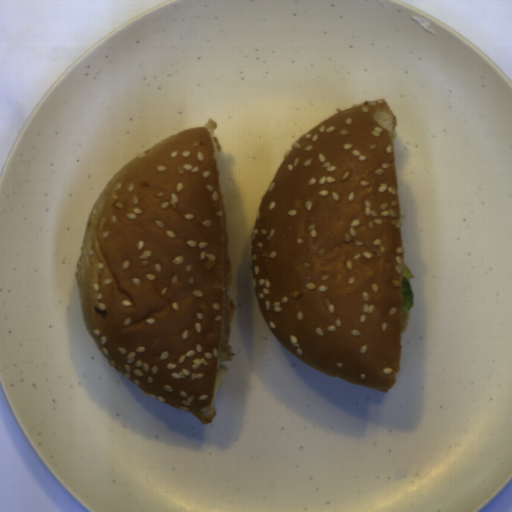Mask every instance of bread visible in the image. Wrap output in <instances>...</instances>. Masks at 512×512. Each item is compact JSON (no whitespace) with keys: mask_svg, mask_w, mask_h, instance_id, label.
I'll list each match as a JSON object with an SVG mask.
<instances>
[{"mask_svg":"<svg viewBox=\"0 0 512 512\" xmlns=\"http://www.w3.org/2000/svg\"><path fill=\"white\" fill-rule=\"evenodd\" d=\"M396 126L378 98L304 134L257 207L250 245L276 339L316 371L385 392L400 370L405 265Z\"/></svg>","mask_w":512,"mask_h":512,"instance_id":"8d2b1439","label":"bread"},{"mask_svg":"<svg viewBox=\"0 0 512 512\" xmlns=\"http://www.w3.org/2000/svg\"><path fill=\"white\" fill-rule=\"evenodd\" d=\"M217 127L211 118L172 135L117 171L93 205L76 271L83 322L111 366L203 425L227 375Z\"/></svg>","mask_w":512,"mask_h":512,"instance_id":"cb027b5d","label":"bread"}]
</instances>
